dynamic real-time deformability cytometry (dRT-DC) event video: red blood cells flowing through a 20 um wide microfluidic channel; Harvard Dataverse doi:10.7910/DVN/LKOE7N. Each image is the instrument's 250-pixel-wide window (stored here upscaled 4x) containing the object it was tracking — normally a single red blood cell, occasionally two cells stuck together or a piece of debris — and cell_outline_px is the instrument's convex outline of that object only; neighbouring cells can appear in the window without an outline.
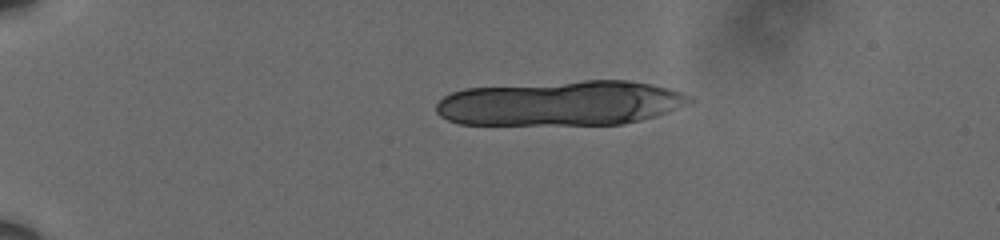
{"species": "human", "species_latin": "Homo sapiens", "temperature_condition": "cold", "stored_images_in_passage": 10, "camera_frame_rate_fps": 3000, "um_per_image_px": 0.085, "donor": {"sex": "male"}, "frame": {"image": 1, "passage_image": 1, "time_ms": 0.0, "image_size_px": [1000, 240], "cell_outline_px": [[692, 100], [688, 104], [668, 112], [656, 116], [624, 124], [460, 124], [448, 120], [440, 116], [436, 112], [436, 104], [444, 96], [452, 92], [464, 88], [584, 80], [628, 80], [668, 88], [680, 92], [688, 96]], "centroid_in_image_um": [47.64, 8.77], "position_along_channel_um": 37.4, "area_um2": 66.18}}